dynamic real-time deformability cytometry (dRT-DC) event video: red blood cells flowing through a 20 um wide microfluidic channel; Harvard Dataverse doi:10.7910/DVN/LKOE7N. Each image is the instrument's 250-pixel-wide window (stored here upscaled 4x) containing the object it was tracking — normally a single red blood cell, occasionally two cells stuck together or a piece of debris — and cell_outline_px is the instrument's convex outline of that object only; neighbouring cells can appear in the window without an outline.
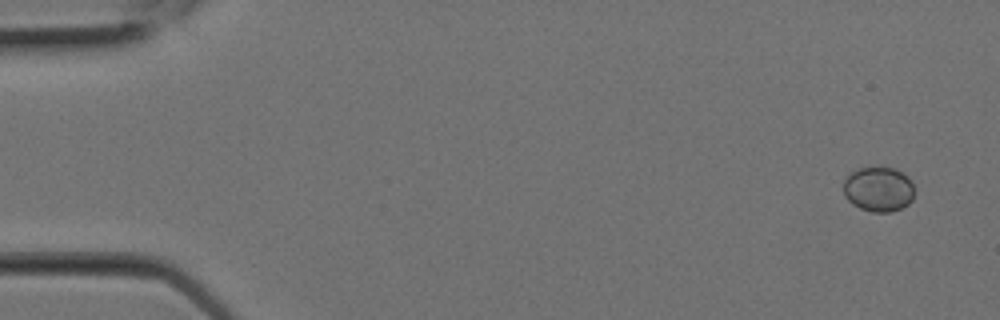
{"species": "Egyptian fruit bat (a non-hibernating species)", "species_latin": "Rousettus aegyptiacus", "temperature_condition": "room temperature", "stored_images_in_passage": 2, "camera_frame_rate_fps": 3000, "um_per_image_px": 0.085, "animal": {"sex": "female"}, "frame": {"image": 1, "passage_image": 1, "time_ms": 0.0, "image_size_px": [1000, 320], "cell_outline_px": [[912, 200], [908, 204], [900, 208], [888, 212], [872, 212], [860, 208], [852, 204], [844, 196], [844, 180], [852, 172], [860, 168], [896, 168], [908, 176], [912, 180]], "centroid_in_image_um": [74.67, 16.09], "position_along_channel_um": 10.3, "area_um2": 18.38}}